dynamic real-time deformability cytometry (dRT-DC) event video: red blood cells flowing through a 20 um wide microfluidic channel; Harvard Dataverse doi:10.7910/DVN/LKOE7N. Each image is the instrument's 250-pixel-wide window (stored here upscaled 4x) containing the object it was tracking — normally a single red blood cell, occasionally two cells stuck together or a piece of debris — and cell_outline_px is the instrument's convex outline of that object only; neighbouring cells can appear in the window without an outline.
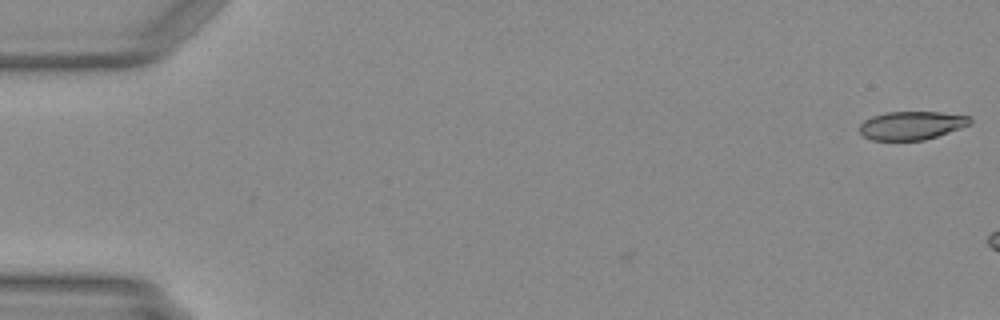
{"species": "Egyptian fruit bat (a non-hibernating species)", "species_latin": "Rousettus aegyptiacus", "temperature_condition": "warm", "stored_images_in_passage": 4, "camera_frame_rate_fps": 3000, "um_per_image_px": 0.085, "animal": {"sex": "female"}, "frame": {"image": 1, "passage_image": 1, "time_ms": 0.0, "image_size_px": [1000, 320], "cell_outline_px": [[972, 124], [924, 140], [872, 140], [864, 136], [860, 132], [860, 124], [864, 120], [872, 116], [888, 112], [940, 112], [972, 116]], "centroid_in_image_um": [77.51, 10.65], "position_along_channel_um": 7.5, "area_um2": 18.26}}